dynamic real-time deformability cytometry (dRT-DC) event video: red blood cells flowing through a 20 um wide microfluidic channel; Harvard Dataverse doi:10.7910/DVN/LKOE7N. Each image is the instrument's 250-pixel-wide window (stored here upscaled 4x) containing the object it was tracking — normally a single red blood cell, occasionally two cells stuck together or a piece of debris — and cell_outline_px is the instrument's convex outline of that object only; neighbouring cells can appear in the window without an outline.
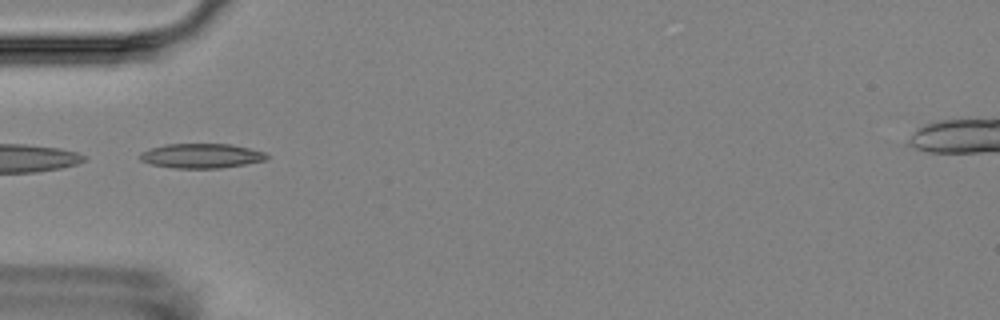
{"species": "Egyptian fruit bat (a non-hibernating species)", "species_latin": "Rousettus aegyptiacus", "temperature_condition": "room temperature", "stored_images_in_passage": 16, "camera_frame_rate_fps": 3000, "um_per_image_px": 0.085, "animal": {"sex": "female"}, "frame": {"image": 1, "passage_image": 5, "time_ms": 4.667, "image_size_px": [1000, 320], "cell_outline_px": [[268, 156], [264, 160], [244, 164], [220, 168], [172, 168], [152, 164], [140, 160], [140, 152], [164, 144], [232, 144], [264, 152]], "centroid_in_image_um": [17.08, 13.24], "position_along_channel_um": 67.9, "area_um2": 17.98}}
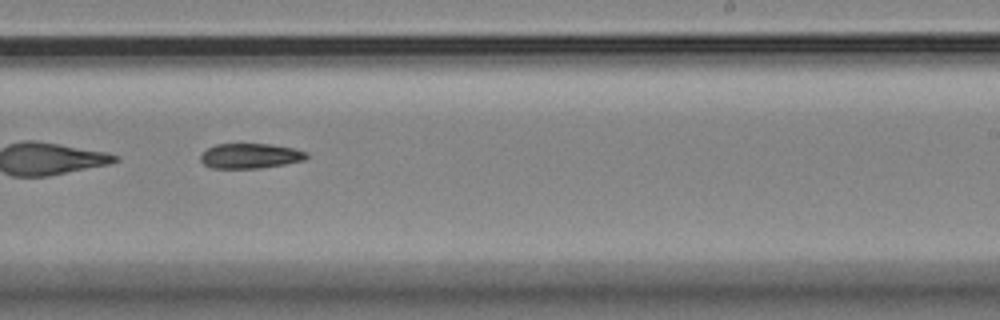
{"frame": {"image": 2, "passage_image": 10, "time_ms": 10.333, "image_size_px": [1000, 320], "cell_outline_px": [[308, 156], [304, 160], [284, 164], [260, 168], [212, 168], [204, 164], [200, 160], [200, 156], [208, 148], [216, 144], [272, 144], [292, 148], [308, 152]], "centroid_in_image_um": [21.28, 13.25], "position_along_channel_um": 267.7, "area_um2": 15.37}}
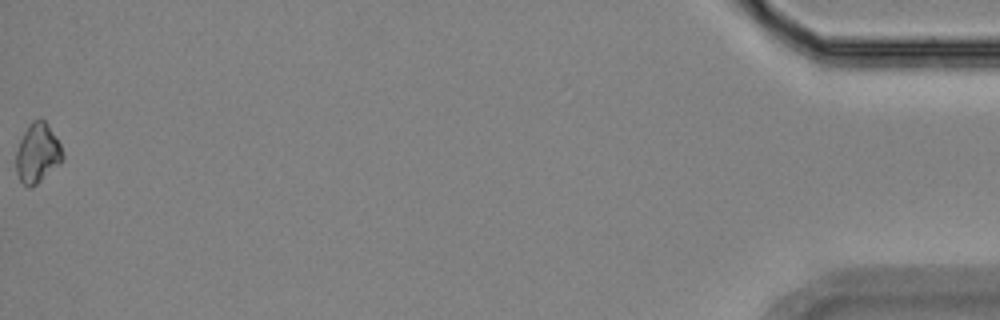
{"frame": {"image": 3, "passage_image": 16, "time_ms": 17.667, "image_size_px": [1000, 320], "cell_outline_px": [[64, 156], [60, 164], [32, 188], [28, 188], [20, 180], [16, 172], [16, 152], [20, 140], [24, 132], [32, 120], [40, 116], [48, 124], [60, 144]], "centroid_in_image_um": [3.19, 13.01], "position_along_channel_um": 432.0, "area_um2": 16.24}, "authors_computed_cell_mechanics": {"area_um2": 16.2996, "velocity_mm_per_s": 3.532, "shape_relaxation_time_tau1_ms": 9.2321, "shape_relaxation_time_tau2_ms": null, "deformation_change_tau1": 0.1272, "deformation_change_tau2": null}}